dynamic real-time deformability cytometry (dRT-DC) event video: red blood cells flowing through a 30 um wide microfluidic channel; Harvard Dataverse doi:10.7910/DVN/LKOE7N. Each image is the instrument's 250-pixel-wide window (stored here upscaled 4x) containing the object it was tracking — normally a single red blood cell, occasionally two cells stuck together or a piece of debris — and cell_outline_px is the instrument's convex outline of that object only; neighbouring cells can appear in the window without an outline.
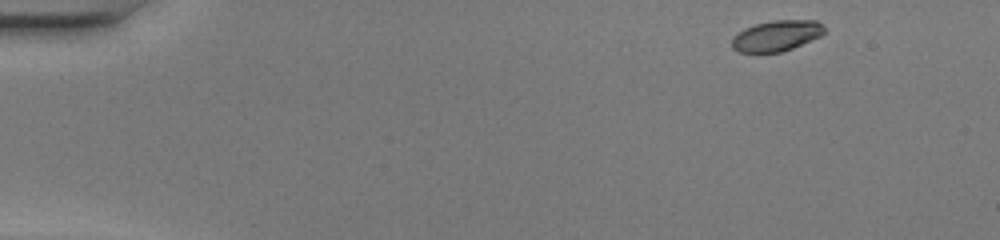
{"species": "common noctule bat (a hibernating species)", "species_latin": "Nyctalus noctula", "temperature_condition": "warm", "stored_images_in_passage": 18, "camera_frame_rate_fps": 3000, "um_per_image_px": 0.085, "animal": {"sex": "female", "body_mass_g": 20.0, "forearm_length_mm": 54.0}, "frame": {"image": 1, "passage_image": 1, "time_ms": 0.0, "image_size_px": [1000, 240], "cell_outline_px": [[828, 28], [820, 36], [792, 48], [780, 52], [740, 52], [732, 48], [732, 36], [744, 28], [756, 24], [772, 20], [816, 20]], "centroid_in_image_um": [66.01, 3.02], "position_along_channel_um": 19.0, "area_um2": 16.59}}
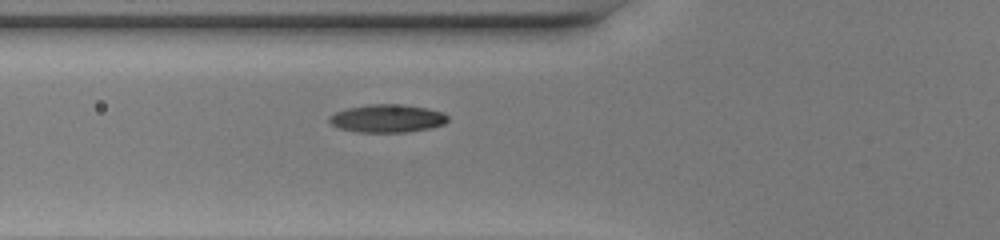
{"frame": {"image": 2, "passage_image": 15, "time_ms": 4.667, "image_size_px": [1000, 240], "cell_outline_px": [[448, 120], [444, 124], [428, 128], [408, 132], [356, 132], [340, 128], [332, 124], [328, 120], [328, 116], [336, 112], [348, 108], [368, 104], [404, 104], [428, 108], [444, 112], [448, 116]], "centroid_in_image_um": [32.93, 10.06], "position_along_channel_um": 92.9, "area_um2": 19.42}}
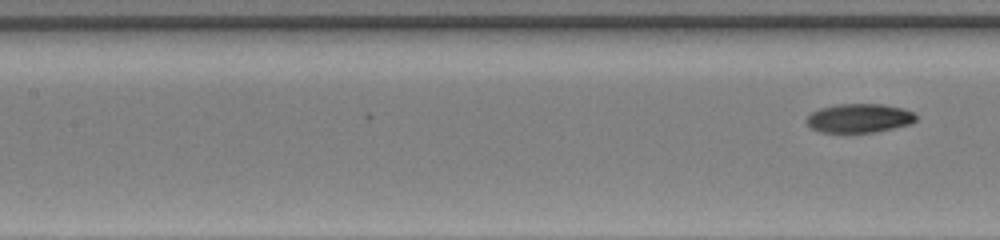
{"frame": {"image": 3, "passage_image": 18, "time_ms": 5.667, "image_size_px": [1000, 240], "cell_outline_px": [[916, 120], [912, 124], [872, 132], [820, 132], [812, 128], [804, 120], [812, 112], [820, 108], [836, 104], [880, 104], [904, 108], [912, 112], [916, 116]], "centroid_in_image_um": [73.03, 10.04], "position_along_channel_um": 134.4, "area_um2": 18.38}}